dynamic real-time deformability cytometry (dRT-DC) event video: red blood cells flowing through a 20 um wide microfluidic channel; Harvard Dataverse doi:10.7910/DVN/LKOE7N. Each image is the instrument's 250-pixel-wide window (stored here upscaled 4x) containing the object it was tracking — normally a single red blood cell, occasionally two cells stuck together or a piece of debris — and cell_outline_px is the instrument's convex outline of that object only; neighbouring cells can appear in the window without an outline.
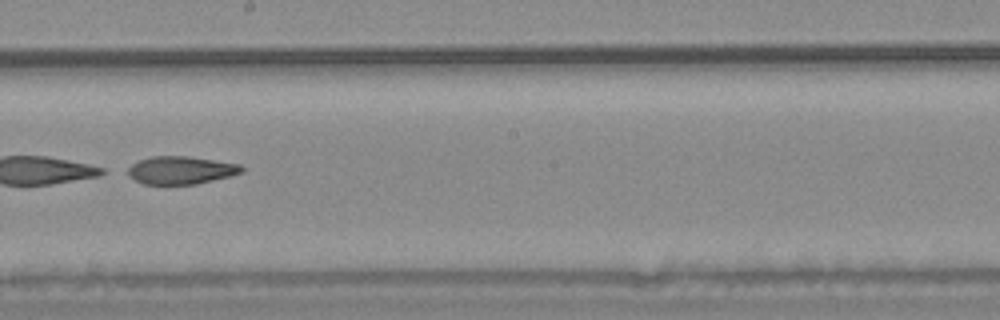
{"species": "common noctule bat (a hibernating species)", "species_latin": "Nyctalus noctula", "temperature_condition": "warm", "stored_images_in_passage": 54, "camera_frame_rate_fps": 3000, "um_per_image_px": 0.085, "animal": {"sex": "male", "body_mass_g": 20.4}, "frame": {"image": 1, "passage_image": 31, "time_ms": 10.0, "image_size_px": [1000, 320], "cell_outline_px": [[244, 172], [232, 176], [196, 184], [144, 184], [128, 176], [128, 168], [132, 164], [140, 160], [152, 156], [188, 156], [240, 164], [244, 168]], "centroid_in_image_um": [15.41, 14.47], "position_along_channel_um": 232.8, "area_um2": 18.5}}